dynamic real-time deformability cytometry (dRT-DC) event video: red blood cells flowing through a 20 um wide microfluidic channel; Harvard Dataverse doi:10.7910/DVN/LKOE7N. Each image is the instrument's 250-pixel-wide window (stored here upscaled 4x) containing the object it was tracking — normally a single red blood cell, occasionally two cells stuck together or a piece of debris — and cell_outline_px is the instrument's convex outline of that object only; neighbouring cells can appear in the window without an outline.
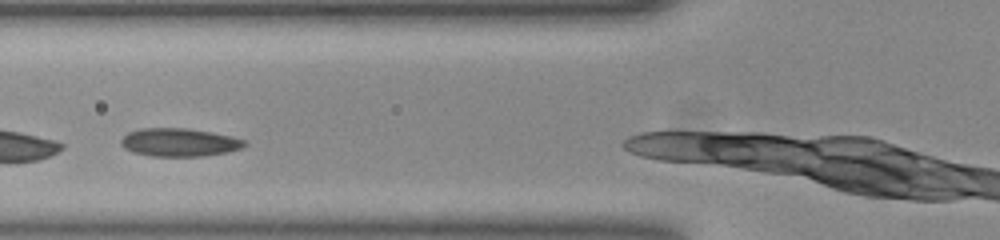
{"species": "common noctule bat (a hibernating species)", "species_latin": "Nyctalus noctula", "temperature_condition": "room temperature", "stored_images_in_passage": 27, "camera_frame_rate_fps": 3000, "um_per_image_px": 0.085, "animal": {"sex": "female", "body_mass_g": 23.0, "forearm_length_mm": 53.4}, "frame": {"image": 1, "passage_image": 5, "time_ms": 1.333, "image_size_px": [1000, 240], "cell_outline_px": [[248, 144], [240, 148], [224, 152], [204, 156], [152, 156], [132, 152], [124, 148], [120, 144], [120, 140], [128, 132], [140, 128], [188, 128], [212, 132], [232, 136], [248, 140]], "centroid_in_image_um": [15.24, 12.09], "position_along_channel_um": 110.6, "area_um2": 20.4}}